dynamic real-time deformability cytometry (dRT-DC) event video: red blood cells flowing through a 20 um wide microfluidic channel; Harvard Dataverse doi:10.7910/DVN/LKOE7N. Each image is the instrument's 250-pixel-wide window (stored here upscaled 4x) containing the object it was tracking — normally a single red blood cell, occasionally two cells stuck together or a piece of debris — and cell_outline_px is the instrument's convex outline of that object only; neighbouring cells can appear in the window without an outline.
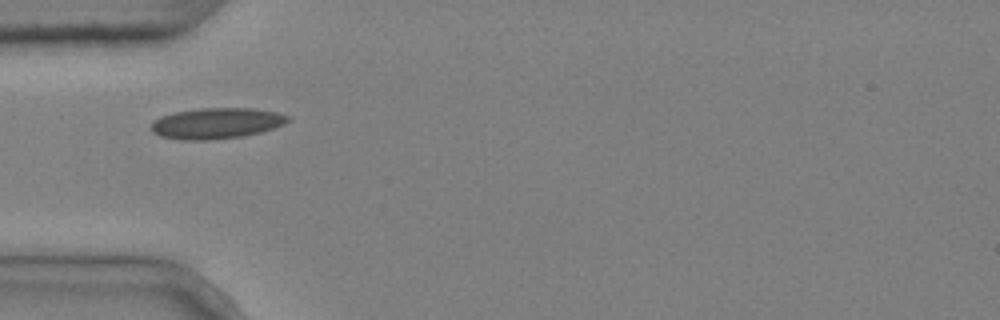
{"species": "common noctule bat (a hibernating species)", "species_latin": "Nyctalus noctula", "temperature_condition": "cold", "stored_images_in_passage": 9, "camera_frame_rate_fps": 3000, "um_per_image_px": 0.085, "animal": {"sex": "male", "body_mass_g": 20.4}, "frame": {"image": 1, "passage_image": 1, "time_ms": 0.0, "image_size_px": [1000, 320], "cell_outline_px": [[292, 120], [284, 124], [260, 132], [244, 136], [208, 140], [180, 140], [160, 136], [152, 132], [152, 120], [160, 116], [176, 112], [200, 108], [252, 108], [276, 112], [292, 116]], "centroid_in_image_um": [18.41, 10.48], "position_along_channel_um": 66.6, "area_um2": 24.74}}
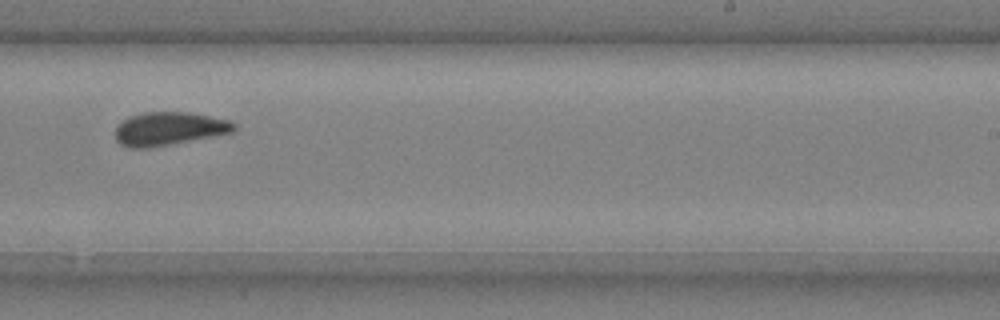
{"frame": {"image": 2, "passage_image": 6, "time_ms": 1.667, "image_size_px": [1000, 320], "cell_outline_px": [[236, 132], [148, 148], [128, 148], [120, 144], [116, 140], [116, 124], [132, 116], [144, 112], [192, 112], [228, 120], [236, 124]], "centroid_in_image_um": [14.38, 10.94], "position_along_channel_um": 274.6, "area_um2": 23.12}}
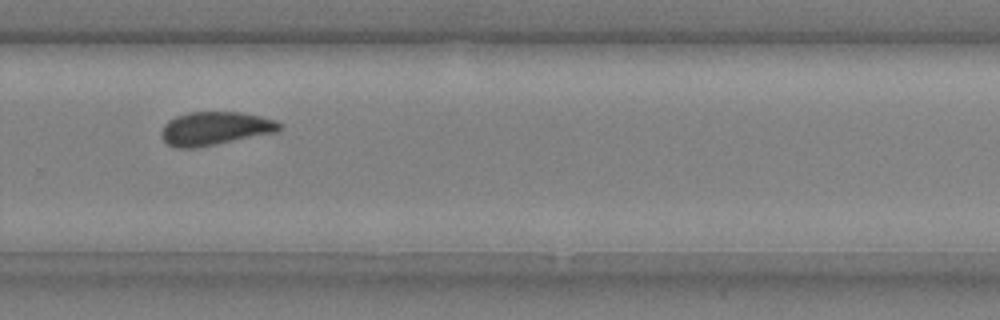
{"frame": {"image": 3, "passage_image": 7, "time_ms": 2.0, "image_size_px": [1000, 320], "cell_outline_px": [[284, 124], [280, 132], [196, 148], [176, 148], [168, 144], [164, 140], [160, 132], [164, 124], [168, 120], [176, 116], [188, 112], [240, 112], [260, 116], [276, 120]], "centroid_in_image_um": [18.32, 10.92], "position_along_channel_um": 311.5, "area_um2": 23.35}}